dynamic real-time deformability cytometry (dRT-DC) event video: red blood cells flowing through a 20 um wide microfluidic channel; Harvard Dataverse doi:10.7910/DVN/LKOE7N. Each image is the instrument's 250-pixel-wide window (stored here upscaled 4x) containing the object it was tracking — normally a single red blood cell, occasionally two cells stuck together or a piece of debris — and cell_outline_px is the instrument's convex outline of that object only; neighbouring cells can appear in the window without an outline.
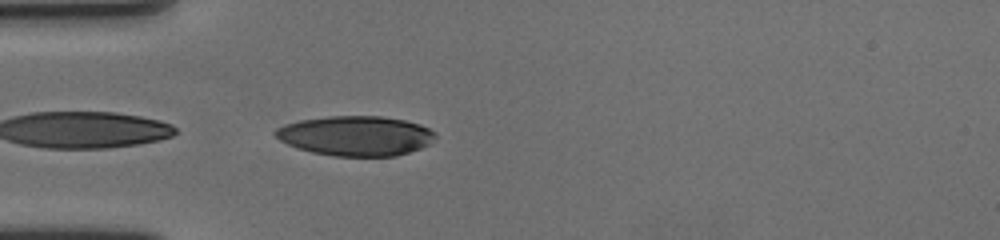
{"species": "human", "species_latin": "Homo sapiens", "temperature_condition": "cold", "stored_images_in_passage": 42, "camera_frame_rate_fps": 3000, "um_per_image_px": 0.085, "donor": {"sex": "female"}, "frame": {"image": 1, "passage_image": 1, "time_ms": 0.0, "image_size_px": [1000, 240], "cell_outline_px": [[436, 136], [428, 144], [420, 148], [396, 156], [332, 156], [312, 152], [296, 148], [280, 140], [272, 132], [276, 128], [284, 124], [300, 120], [328, 116], [380, 116], [404, 120], [420, 124], [436, 132]], "centroid_in_image_um": [30.21, 11.54], "position_along_channel_um": 54.8, "area_um2": 37.17}}
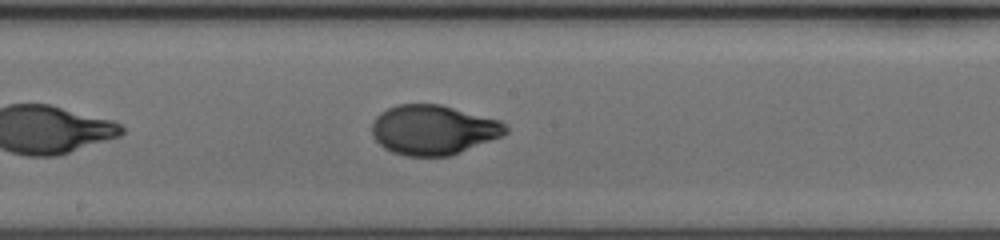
{"frame": {"image": 2, "passage_image": 15, "time_ms": 4.667, "image_size_px": [1000, 240], "cell_outline_px": [[508, 132], [504, 136], [452, 156], [404, 156], [392, 152], [384, 148], [372, 136], [372, 124], [376, 116], [380, 112], [396, 104], [440, 104], [500, 120], [508, 128]], "centroid_in_image_um": [36.85, 11.05], "position_along_channel_um": 211.4, "area_um2": 39.13}}
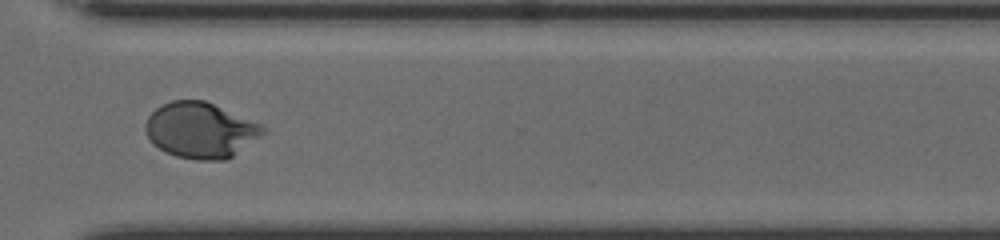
{"frame": {"image": 3, "passage_image": 27, "time_ms": 8.667, "image_size_px": [1000, 240], "cell_outline_px": [[268, 132], [228, 160], [196, 160], [176, 156], [164, 152], [152, 144], [144, 128], [144, 124], [148, 116], [156, 108], [172, 100], [204, 100], [264, 124]], "centroid_in_image_um": [17.09, 11.08], "position_along_channel_um": 353.5, "area_um2": 38.73}, "authors_computed_cell_mechanics": {"area_um2": 38.3214, "velocity_mm_per_s": 3.5461, "shape_relaxation_time_tau1_ms": 3.9525, "shape_relaxation_time_tau2_ms": null, "deformation_change_tau1": 0.2236, "deformation_change_tau2": null}}